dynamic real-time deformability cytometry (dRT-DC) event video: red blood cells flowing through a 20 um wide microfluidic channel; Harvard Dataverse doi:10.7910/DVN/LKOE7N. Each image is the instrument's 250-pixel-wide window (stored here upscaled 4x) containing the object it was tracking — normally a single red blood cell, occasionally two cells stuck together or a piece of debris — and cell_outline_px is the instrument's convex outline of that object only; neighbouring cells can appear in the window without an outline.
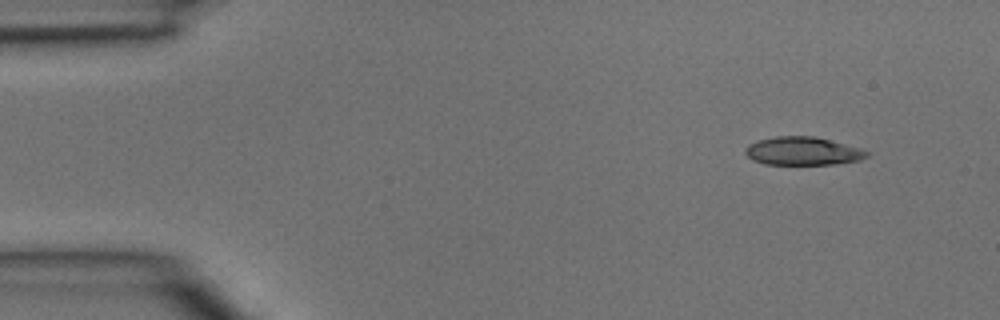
{"species": "common noctule bat (a hibernating species)", "species_latin": "Nyctalus noctula", "temperature_condition": "room temperature", "stored_images_in_passage": 4, "camera_frame_rate_fps": 3000, "um_per_image_px": 0.085, "animal": {"sex": "male", "body_mass_g": 15.6}, "frame": {"image": 1, "passage_image": 1, "time_ms": 0.0, "image_size_px": [1000, 320], "cell_outline_px": [[868, 156], [860, 160], [832, 164], [764, 164], [752, 160], [744, 152], [744, 148], [748, 144], [756, 140], [776, 136], [812, 136], [860, 148], [868, 152]], "centroid_in_image_um": [68.17, 12.84], "position_along_channel_um": 16.8, "area_um2": 19.88}}